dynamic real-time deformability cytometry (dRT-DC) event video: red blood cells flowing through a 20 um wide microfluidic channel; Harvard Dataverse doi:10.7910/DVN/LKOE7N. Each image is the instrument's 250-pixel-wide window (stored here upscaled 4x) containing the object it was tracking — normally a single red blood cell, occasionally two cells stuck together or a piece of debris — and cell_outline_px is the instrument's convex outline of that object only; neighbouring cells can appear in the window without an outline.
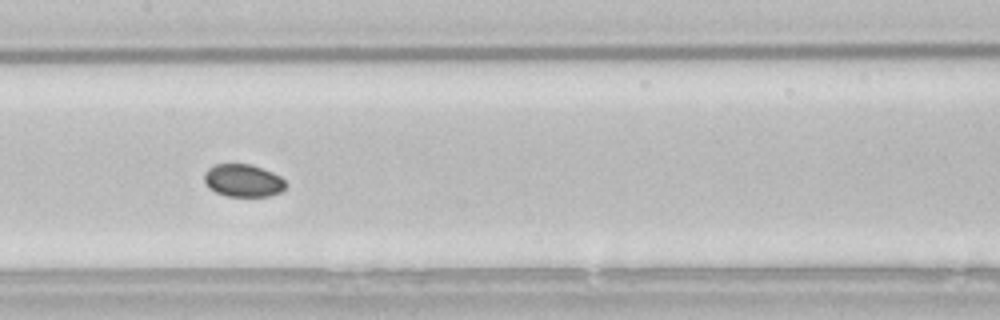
{"species": "common noctule bat (a hibernating species)", "species_latin": "Nyctalus noctula", "temperature_condition": "room temperature", "stored_images_in_passage": 40, "camera_frame_rate_fps": 3000, "um_per_image_px": 0.085, "animal": {"sex": "male", "body_mass_g": 21.5, "forearm_length_mm": 52.0}, "frame": {"image": 1, "passage_image": 23, "time_ms": 7.333, "image_size_px": [1000, 320], "cell_outline_px": [[288, 184], [280, 192], [268, 196], [228, 196], [216, 192], [208, 188], [204, 180], [204, 172], [208, 168], [216, 164], [252, 164], [272, 172], [280, 176]], "centroid_in_image_um": [20.66, 15.34], "position_along_channel_um": 186.7, "area_um2": 15.55}}